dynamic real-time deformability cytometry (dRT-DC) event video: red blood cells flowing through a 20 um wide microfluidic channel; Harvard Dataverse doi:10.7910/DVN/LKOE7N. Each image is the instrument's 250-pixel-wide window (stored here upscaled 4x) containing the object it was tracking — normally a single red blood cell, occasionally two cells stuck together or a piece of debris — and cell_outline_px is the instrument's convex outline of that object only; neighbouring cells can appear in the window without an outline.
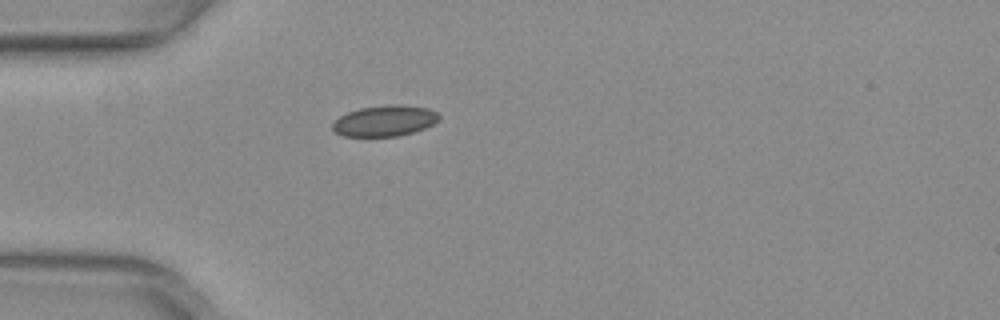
{"species": "common noctule bat (a hibernating species)", "species_latin": "Nyctalus noctula", "temperature_condition": "warm", "stored_images_in_passage": 38, "camera_frame_rate_fps": 3000, "um_per_image_px": 0.085, "animal": {"sex": "female", "body_mass_g": 29.2, "forearm_length_mm": 56.3}, "frame": {"image": 1, "passage_image": 1, "time_ms": 0.0, "image_size_px": [1000, 320], "cell_outline_px": [[440, 120], [424, 128], [412, 132], [396, 136], [344, 136], [336, 132], [332, 128], [332, 124], [340, 116], [348, 112], [360, 108], [384, 104], [400, 104], [428, 108], [436, 112], [440, 116]], "centroid_in_image_um": [32.71, 10.25], "position_along_channel_um": 52.3, "area_um2": 19.13}}
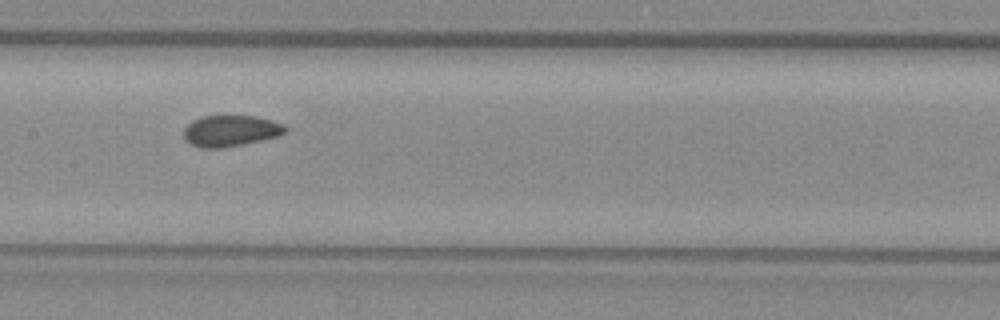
{"frame": {"image": 2, "passage_image": 12, "time_ms": 3.667, "image_size_px": [1000, 320], "cell_outline_px": [[288, 128], [284, 132], [276, 136], [260, 140], [220, 148], [204, 148], [192, 144], [184, 136], [184, 128], [192, 120], [200, 116], [256, 116], [272, 120], [284, 124]], "centroid_in_image_um": [19.6, 11.1], "position_along_channel_um": 187.8, "area_um2": 18.15}}
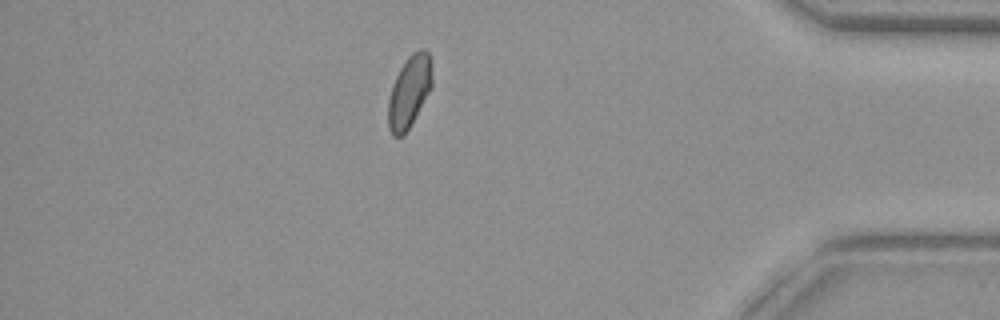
{"frame": {"image": 3, "passage_image": 31, "time_ms": 10.0, "image_size_px": [1000, 320], "cell_outline_px": [[432, 88], [404, 136], [392, 136], [388, 128], [388, 100], [392, 84], [400, 68], [408, 56], [412, 52], [420, 48], [424, 48], [428, 52], [432, 60]], "centroid_in_image_um": [34.8, 7.77], "position_along_channel_um": 400.4, "area_um2": 18.73}, "authors_computed_cell_mechanics": {"area_um2": 18.5538, "velocity_mm_per_s": 3.9835, "shape_relaxation_time_tau1_ms": null, "shape_relaxation_time_tau2_ms": 1.2304, "deformation_change_tau1": null, "deformation_change_tau2": 0.0471}}